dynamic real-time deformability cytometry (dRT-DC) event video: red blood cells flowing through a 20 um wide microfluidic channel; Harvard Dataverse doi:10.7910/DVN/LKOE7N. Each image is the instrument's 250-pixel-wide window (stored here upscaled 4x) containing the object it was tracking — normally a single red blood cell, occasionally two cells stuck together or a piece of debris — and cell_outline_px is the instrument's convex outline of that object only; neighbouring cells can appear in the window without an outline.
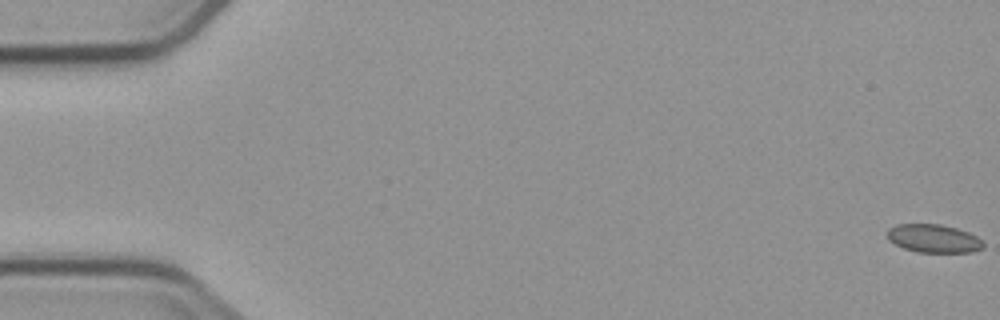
{"species": "common noctule bat (a hibernating species)", "species_latin": "Nyctalus noctula", "temperature_condition": "cold", "stored_images_in_passage": 5, "camera_frame_rate_fps": 3000, "um_per_image_px": 0.085, "animal": {"sex": "male", "body_mass_g": 23.1, "forearm_length_mm": 52.7}, "frame": {"image": 1, "passage_image": 1, "time_ms": 0.0, "image_size_px": [1000, 320], "cell_outline_px": [[984, 248], [972, 252], [916, 252], [904, 248], [888, 240], [888, 228], [896, 224], [940, 224], [956, 228], [968, 232], [976, 236], [984, 244]], "centroid_in_image_um": [79.35, 20.27], "position_along_channel_um": 5.6, "area_um2": 15.78}}